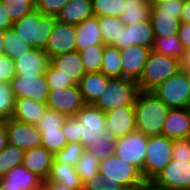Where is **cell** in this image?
<instances>
[{
	"label": "cell",
	"instance_id": "cell-1",
	"mask_svg": "<svg viewBox=\"0 0 190 190\" xmlns=\"http://www.w3.org/2000/svg\"><path fill=\"white\" fill-rule=\"evenodd\" d=\"M136 131L146 136L162 135L169 107L152 92L139 91L135 102Z\"/></svg>",
	"mask_w": 190,
	"mask_h": 190
},
{
	"label": "cell",
	"instance_id": "cell-2",
	"mask_svg": "<svg viewBox=\"0 0 190 190\" xmlns=\"http://www.w3.org/2000/svg\"><path fill=\"white\" fill-rule=\"evenodd\" d=\"M56 17L41 14L36 8L14 22L12 29L35 49L45 50Z\"/></svg>",
	"mask_w": 190,
	"mask_h": 190
},
{
	"label": "cell",
	"instance_id": "cell-3",
	"mask_svg": "<svg viewBox=\"0 0 190 190\" xmlns=\"http://www.w3.org/2000/svg\"><path fill=\"white\" fill-rule=\"evenodd\" d=\"M180 70L178 59L151 51L142 74L136 81L139 91L151 92Z\"/></svg>",
	"mask_w": 190,
	"mask_h": 190
},
{
	"label": "cell",
	"instance_id": "cell-4",
	"mask_svg": "<svg viewBox=\"0 0 190 190\" xmlns=\"http://www.w3.org/2000/svg\"><path fill=\"white\" fill-rule=\"evenodd\" d=\"M139 92L136 81L129 78H110L94 106L105 113L117 107L134 105Z\"/></svg>",
	"mask_w": 190,
	"mask_h": 190
},
{
	"label": "cell",
	"instance_id": "cell-5",
	"mask_svg": "<svg viewBox=\"0 0 190 190\" xmlns=\"http://www.w3.org/2000/svg\"><path fill=\"white\" fill-rule=\"evenodd\" d=\"M173 140L164 135L149 136L146 146L142 178L153 181L172 160Z\"/></svg>",
	"mask_w": 190,
	"mask_h": 190
},
{
	"label": "cell",
	"instance_id": "cell-6",
	"mask_svg": "<svg viewBox=\"0 0 190 190\" xmlns=\"http://www.w3.org/2000/svg\"><path fill=\"white\" fill-rule=\"evenodd\" d=\"M99 174L128 190H142L145 184L141 173L133 165L114 154L100 161Z\"/></svg>",
	"mask_w": 190,
	"mask_h": 190
},
{
	"label": "cell",
	"instance_id": "cell-7",
	"mask_svg": "<svg viewBox=\"0 0 190 190\" xmlns=\"http://www.w3.org/2000/svg\"><path fill=\"white\" fill-rule=\"evenodd\" d=\"M151 92L170 109L187 108L190 104V87L185 73L181 70L160 83Z\"/></svg>",
	"mask_w": 190,
	"mask_h": 190
},
{
	"label": "cell",
	"instance_id": "cell-8",
	"mask_svg": "<svg viewBox=\"0 0 190 190\" xmlns=\"http://www.w3.org/2000/svg\"><path fill=\"white\" fill-rule=\"evenodd\" d=\"M80 143L85 147L89 142L103 138L106 131L105 112L93 104H86L76 115Z\"/></svg>",
	"mask_w": 190,
	"mask_h": 190
},
{
	"label": "cell",
	"instance_id": "cell-9",
	"mask_svg": "<svg viewBox=\"0 0 190 190\" xmlns=\"http://www.w3.org/2000/svg\"><path fill=\"white\" fill-rule=\"evenodd\" d=\"M148 136L134 131L115 140L114 155L133 165L142 175Z\"/></svg>",
	"mask_w": 190,
	"mask_h": 190
},
{
	"label": "cell",
	"instance_id": "cell-10",
	"mask_svg": "<svg viewBox=\"0 0 190 190\" xmlns=\"http://www.w3.org/2000/svg\"><path fill=\"white\" fill-rule=\"evenodd\" d=\"M172 190H190V159H172L152 181Z\"/></svg>",
	"mask_w": 190,
	"mask_h": 190
},
{
	"label": "cell",
	"instance_id": "cell-11",
	"mask_svg": "<svg viewBox=\"0 0 190 190\" xmlns=\"http://www.w3.org/2000/svg\"><path fill=\"white\" fill-rule=\"evenodd\" d=\"M10 84L16 98H29L41 103L47 101L50 90L45 74H16Z\"/></svg>",
	"mask_w": 190,
	"mask_h": 190
},
{
	"label": "cell",
	"instance_id": "cell-12",
	"mask_svg": "<svg viewBox=\"0 0 190 190\" xmlns=\"http://www.w3.org/2000/svg\"><path fill=\"white\" fill-rule=\"evenodd\" d=\"M46 105L49 109L65 115L75 116L85 105L82 93L78 85L72 87L50 90L47 96Z\"/></svg>",
	"mask_w": 190,
	"mask_h": 190
},
{
	"label": "cell",
	"instance_id": "cell-13",
	"mask_svg": "<svg viewBox=\"0 0 190 190\" xmlns=\"http://www.w3.org/2000/svg\"><path fill=\"white\" fill-rule=\"evenodd\" d=\"M76 25L55 22L44 52L53 58L56 55L76 51Z\"/></svg>",
	"mask_w": 190,
	"mask_h": 190
},
{
	"label": "cell",
	"instance_id": "cell-14",
	"mask_svg": "<svg viewBox=\"0 0 190 190\" xmlns=\"http://www.w3.org/2000/svg\"><path fill=\"white\" fill-rule=\"evenodd\" d=\"M5 127L8 143L24 151L41 146V133L35 125L10 118L5 121Z\"/></svg>",
	"mask_w": 190,
	"mask_h": 190
},
{
	"label": "cell",
	"instance_id": "cell-15",
	"mask_svg": "<svg viewBox=\"0 0 190 190\" xmlns=\"http://www.w3.org/2000/svg\"><path fill=\"white\" fill-rule=\"evenodd\" d=\"M154 41V30L149 18L145 21L125 25L123 31H121L120 40L114 45V47L121 50L126 49L131 45H139L152 49Z\"/></svg>",
	"mask_w": 190,
	"mask_h": 190
},
{
	"label": "cell",
	"instance_id": "cell-16",
	"mask_svg": "<svg viewBox=\"0 0 190 190\" xmlns=\"http://www.w3.org/2000/svg\"><path fill=\"white\" fill-rule=\"evenodd\" d=\"M106 131L117 139L136 131L134 105L117 107L105 113Z\"/></svg>",
	"mask_w": 190,
	"mask_h": 190
},
{
	"label": "cell",
	"instance_id": "cell-17",
	"mask_svg": "<svg viewBox=\"0 0 190 190\" xmlns=\"http://www.w3.org/2000/svg\"><path fill=\"white\" fill-rule=\"evenodd\" d=\"M152 49L139 45H131L121 49L122 78L137 81L142 74Z\"/></svg>",
	"mask_w": 190,
	"mask_h": 190
},
{
	"label": "cell",
	"instance_id": "cell-18",
	"mask_svg": "<svg viewBox=\"0 0 190 190\" xmlns=\"http://www.w3.org/2000/svg\"><path fill=\"white\" fill-rule=\"evenodd\" d=\"M162 135L171 139L190 138V114L187 108L169 109L163 123Z\"/></svg>",
	"mask_w": 190,
	"mask_h": 190
},
{
	"label": "cell",
	"instance_id": "cell-19",
	"mask_svg": "<svg viewBox=\"0 0 190 190\" xmlns=\"http://www.w3.org/2000/svg\"><path fill=\"white\" fill-rule=\"evenodd\" d=\"M53 160L54 154L41 145L24 151L22 165L42 180H46L50 173Z\"/></svg>",
	"mask_w": 190,
	"mask_h": 190
},
{
	"label": "cell",
	"instance_id": "cell-20",
	"mask_svg": "<svg viewBox=\"0 0 190 190\" xmlns=\"http://www.w3.org/2000/svg\"><path fill=\"white\" fill-rule=\"evenodd\" d=\"M41 181L35 173L19 165L0 178V190H33Z\"/></svg>",
	"mask_w": 190,
	"mask_h": 190
},
{
	"label": "cell",
	"instance_id": "cell-21",
	"mask_svg": "<svg viewBox=\"0 0 190 190\" xmlns=\"http://www.w3.org/2000/svg\"><path fill=\"white\" fill-rule=\"evenodd\" d=\"M50 63L67 78H70L76 85L86 74L78 51L63 53L50 59Z\"/></svg>",
	"mask_w": 190,
	"mask_h": 190
},
{
	"label": "cell",
	"instance_id": "cell-22",
	"mask_svg": "<svg viewBox=\"0 0 190 190\" xmlns=\"http://www.w3.org/2000/svg\"><path fill=\"white\" fill-rule=\"evenodd\" d=\"M150 21L155 37H169L177 35L180 19L177 13L162 12L156 5L151 6Z\"/></svg>",
	"mask_w": 190,
	"mask_h": 190
},
{
	"label": "cell",
	"instance_id": "cell-23",
	"mask_svg": "<svg viewBox=\"0 0 190 190\" xmlns=\"http://www.w3.org/2000/svg\"><path fill=\"white\" fill-rule=\"evenodd\" d=\"M94 16L91 0H70L57 15L56 20L65 23L78 25L85 19Z\"/></svg>",
	"mask_w": 190,
	"mask_h": 190
},
{
	"label": "cell",
	"instance_id": "cell-24",
	"mask_svg": "<svg viewBox=\"0 0 190 190\" xmlns=\"http://www.w3.org/2000/svg\"><path fill=\"white\" fill-rule=\"evenodd\" d=\"M14 63L16 74L43 75L50 64V58L44 50L34 48L29 55L20 57Z\"/></svg>",
	"mask_w": 190,
	"mask_h": 190
},
{
	"label": "cell",
	"instance_id": "cell-25",
	"mask_svg": "<svg viewBox=\"0 0 190 190\" xmlns=\"http://www.w3.org/2000/svg\"><path fill=\"white\" fill-rule=\"evenodd\" d=\"M46 103L29 98H16L12 119L35 125L47 110Z\"/></svg>",
	"mask_w": 190,
	"mask_h": 190
},
{
	"label": "cell",
	"instance_id": "cell-26",
	"mask_svg": "<svg viewBox=\"0 0 190 190\" xmlns=\"http://www.w3.org/2000/svg\"><path fill=\"white\" fill-rule=\"evenodd\" d=\"M76 51L83 50L94 45H104L98 24V17L92 16L76 25Z\"/></svg>",
	"mask_w": 190,
	"mask_h": 190
},
{
	"label": "cell",
	"instance_id": "cell-27",
	"mask_svg": "<svg viewBox=\"0 0 190 190\" xmlns=\"http://www.w3.org/2000/svg\"><path fill=\"white\" fill-rule=\"evenodd\" d=\"M49 183L62 184L72 189H83L81 178L71 164L53 160L50 173L46 179Z\"/></svg>",
	"mask_w": 190,
	"mask_h": 190
},
{
	"label": "cell",
	"instance_id": "cell-28",
	"mask_svg": "<svg viewBox=\"0 0 190 190\" xmlns=\"http://www.w3.org/2000/svg\"><path fill=\"white\" fill-rule=\"evenodd\" d=\"M109 79L110 78L102 72L86 73L82 77L78 86L86 104H94L97 101L109 83Z\"/></svg>",
	"mask_w": 190,
	"mask_h": 190
},
{
	"label": "cell",
	"instance_id": "cell-29",
	"mask_svg": "<svg viewBox=\"0 0 190 190\" xmlns=\"http://www.w3.org/2000/svg\"><path fill=\"white\" fill-rule=\"evenodd\" d=\"M99 31L105 46H114L119 40L125 24L120 17H98Z\"/></svg>",
	"mask_w": 190,
	"mask_h": 190
},
{
	"label": "cell",
	"instance_id": "cell-30",
	"mask_svg": "<svg viewBox=\"0 0 190 190\" xmlns=\"http://www.w3.org/2000/svg\"><path fill=\"white\" fill-rule=\"evenodd\" d=\"M33 49L12 28L4 31V55L13 61L20 59L24 55H29Z\"/></svg>",
	"mask_w": 190,
	"mask_h": 190
},
{
	"label": "cell",
	"instance_id": "cell-31",
	"mask_svg": "<svg viewBox=\"0 0 190 190\" xmlns=\"http://www.w3.org/2000/svg\"><path fill=\"white\" fill-rule=\"evenodd\" d=\"M151 6V3H143L139 0H125L124 12L120 19L125 25L148 20Z\"/></svg>",
	"mask_w": 190,
	"mask_h": 190
},
{
	"label": "cell",
	"instance_id": "cell-32",
	"mask_svg": "<svg viewBox=\"0 0 190 190\" xmlns=\"http://www.w3.org/2000/svg\"><path fill=\"white\" fill-rule=\"evenodd\" d=\"M109 78H122L121 52L114 46H105L101 71Z\"/></svg>",
	"mask_w": 190,
	"mask_h": 190
},
{
	"label": "cell",
	"instance_id": "cell-33",
	"mask_svg": "<svg viewBox=\"0 0 190 190\" xmlns=\"http://www.w3.org/2000/svg\"><path fill=\"white\" fill-rule=\"evenodd\" d=\"M185 48L180 42L178 35H172L169 37H155L154 46L152 51L169 56L175 59H179L184 52Z\"/></svg>",
	"mask_w": 190,
	"mask_h": 190
},
{
	"label": "cell",
	"instance_id": "cell-34",
	"mask_svg": "<svg viewBox=\"0 0 190 190\" xmlns=\"http://www.w3.org/2000/svg\"><path fill=\"white\" fill-rule=\"evenodd\" d=\"M105 45H94L78 51L84 64L85 72H100Z\"/></svg>",
	"mask_w": 190,
	"mask_h": 190
},
{
	"label": "cell",
	"instance_id": "cell-35",
	"mask_svg": "<svg viewBox=\"0 0 190 190\" xmlns=\"http://www.w3.org/2000/svg\"><path fill=\"white\" fill-rule=\"evenodd\" d=\"M24 150L7 143L5 149L0 153V178L19 165H22Z\"/></svg>",
	"mask_w": 190,
	"mask_h": 190
},
{
	"label": "cell",
	"instance_id": "cell-36",
	"mask_svg": "<svg viewBox=\"0 0 190 190\" xmlns=\"http://www.w3.org/2000/svg\"><path fill=\"white\" fill-rule=\"evenodd\" d=\"M115 138L108 131H105L103 138L95 142H89L85 147L88 153L93 154L98 160H103L114 154Z\"/></svg>",
	"mask_w": 190,
	"mask_h": 190
},
{
	"label": "cell",
	"instance_id": "cell-37",
	"mask_svg": "<svg viewBox=\"0 0 190 190\" xmlns=\"http://www.w3.org/2000/svg\"><path fill=\"white\" fill-rule=\"evenodd\" d=\"M96 17H120L124 12L125 0H91Z\"/></svg>",
	"mask_w": 190,
	"mask_h": 190
},
{
	"label": "cell",
	"instance_id": "cell-38",
	"mask_svg": "<svg viewBox=\"0 0 190 190\" xmlns=\"http://www.w3.org/2000/svg\"><path fill=\"white\" fill-rule=\"evenodd\" d=\"M16 97L10 82H0V123L12 118Z\"/></svg>",
	"mask_w": 190,
	"mask_h": 190
},
{
	"label": "cell",
	"instance_id": "cell-39",
	"mask_svg": "<svg viewBox=\"0 0 190 190\" xmlns=\"http://www.w3.org/2000/svg\"><path fill=\"white\" fill-rule=\"evenodd\" d=\"M100 160L93 154L85 151L75 166L82 184L89 180L93 175L99 173Z\"/></svg>",
	"mask_w": 190,
	"mask_h": 190
},
{
	"label": "cell",
	"instance_id": "cell-40",
	"mask_svg": "<svg viewBox=\"0 0 190 190\" xmlns=\"http://www.w3.org/2000/svg\"><path fill=\"white\" fill-rule=\"evenodd\" d=\"M36 0H2L12 23L35 9Z\"/></svg>",
	"mask_w": 190,
	"mask_h": 190
},
{
	"label": "cell",
	"instance_id": "cell-41",
	"mask_svg": "<svg viewBox=\"0 0 190 190\" xmlns=\"http://www.w3.org/2000/svg\"><path fill=\"white\" fill-rule=\"evenodd\" d=\"M85 151V146L80 142L67 143L62 150L54 154V160L60 163L71 164L75 167Z\"/></svg>",
	"mask_w": 190,
	"mask_h": 190
},
{
	"label": "cell",
	"instance_id": "cell-42",
	"mask_svg": "<svg viewBox=\"0 0 190 190\" xmlns=\"http://www.w3.org/2000/svg\"><path fill=\"white\" fill-rule=\"evenodd\" d=\"M39 131L41 133V145L51 153L55 154L66 146L67 141L62 133V128Z\"/></svg>",
	"mask_w": 190,
	"mask_h": 190
},
{
	"label": "cell",
	"instance_id": "cell-43",
	"mask_svg": "<svg viewBox=\"0 0 190 190\" xmlns=\"http://www.w3.org/2000/svg\"><path fill=\"white\" fill-rule=\"evenodd\" d=\"M65 119V115L47 108L35 126L38 130H57L58 128H62Z\"/></svg>",
	"mask_w": 190,
	"mask_h": 190
},
{
	"label": "cell",
	"instance_id": "cell-44",
	"mask_svg": "<svg viewBox=\"0 0 190 190\" xmlns=\"http://www.w3.org/2000/svg\"><path fill=\"white\" fill-rule=\"evenodd\" d=\"M45 77L48 82L49 90L64 89L75 85L70 78H67L63 74L59 73V70L56 69L51 63L46 69Z\"/></svg>",
	"mask_w": 190,
	"mask_h": 190
},
{
	"label": "cell",
	"instance_id": "cell-45",
	"mask_svg": "<svg viewBox=\"0 0 190 190\" xmlns=\"http://www.w3.org/2000/svg\"><path fill=\"white\" fill-rule=\"evenodd\" d=\"M83 190H128L125 186L105 179L101 174L93 175L83 184Z\"/></svg>",
	"mask_w": 190,
	"mask_h": 190
},
{
	"label": "cell",
	"instance_id": "cell-46",
	"mask_svg": "<svg viewBox=\"0 0 190 190\" xmlns=\"http://www.w3.org/2000/svg\"><path fill=\"white\" fill-rule=\"evenodd\" d=\"M70 0H36L35 8L43 15L54 16L60 13Z\"/></svg>",
	"mask_w": 190,
	"mask_h": 190
},
{
	"label": "cell",
	"instance_id": "cell-47",
	"mask_svg": "<svg viewBox=\"0 0 190 190\" xmlns=\"http://www.w3.org/2000/svg\"><path fill=\"white\" fill-rule=\"evenodd\" d=\"M16 75L14 61L6 55L0 56V82H10Z\"/></svg>",
	"mask_w": 190,
	"mask_h": 190
},
{
	"label": "cell",
	"instance_id": "cell-48",
	"mask_svg": "<svg viewBox=\"0 0 190 190\" xmlns=\"http://www.w3.org/2000/svg\"><path fill=\"white\" fill-rule=\"evenodd\" d=\"M62 133L67 143L80 142V136L77 131V118L75 116L66 117L62 125Z\"/></svg>",
	"mask_w": 190,
	"mask_h": 190
},
{
	"label": "cell",
	"instance_id": "cell-49",
	"mask_svg": "<svg viewBox=\"0 0 190 190\" xmlns=\"http://www.w3.org/2000/svg\"><path fill=\"white\" fill-rule=\"evenodd\" d=\"M172 159H190V138L173 140Z\"/></svg>",
	"mask_w": 190,
	"mask_h": 190
},
{
	"label": "cell",
	"instance_id": "cell-50",
	"mask_svg": "<svg viewBox=\"0 0 190 190\" xmlns=\"http://www.w3.org/2000/svg\"><path fill=\"white\" fill-rule=\"evenodd\" d=\"M185 0H170L158 3L156 6L162 12L177 13V18L180 19L182 10L184 9Z\"/></svg>",
	"mask_w": 190,
	"mask_h": 190
},
{
	"label": "cell",
	"instance_id": "cell-51",
	"mask_svg": "<svg viewBox=\"0 0 190 190\" xmlns=\"http://www.w3.org/2000/svg\"><path fill=\"white\" fill-rule=\"evenodd\" d=\"M177 35L184 48L190 49V22H181Z\"/></svg>",
	"mask_w": 190,
	"mask_h": 190
},
{
	"label": "cell",
	"instance_id": "cell-52",
	"mask_svg": "<svg viewBox=\"0 0 190 190\" xmlns=\"http://www.w3.org/2000/svg\"><path fill=\"white\" fill-rule=\"evenodd\" d=\"M13 23L9 19V16L6 12L4 3L0 0V31H6L7 29L12 28Z\"/></svg>",
	"mask_w": 190,
	"mask_h": 190
},
{
	"label": "cell",
	"instance_id": "cell-53",
	"mask_svg": "<svg viewBox=\"0 0 190 190\" xmlns=\"http://www.w3.org/2000/svg\"><path fill=\"white\" fill-rule=\"evenodd\" d=\"M178 61L181 71L190 69V49H185Z\"/></svg>",
	"mask_w": 190,
	"mask_h": 190
},
{
	"label": "cell",
	"instance_id": "cell-54",
	"mask_svg": "<svg viewBox=\"0 0 190 190\" xmlns=\"http://www.w3.org/2000/svg\"><path fill=\"white\" fill-rule=\"evenodd\" d=\"M8 143L7 130L5 127V122L0 123V153L5 149Z\"/></svg>",
	"mask_w": 190,
	"mask_h": 190
},
{
	"label": "cell",
	"instance_id": "cell-55",
	"mask_svg": "<svg viewBox=\"0 0 190 190\" xmlns=\"http://www.w3.org/2000/svg\"><path fill=\"white\" fill-rule=\"evenodd\" d=\"M180 21L186 23L190 22V0H185V5L180 16Z\"/></svg>",
	"mask_w": 190,
	"mask_h": 190
},
{
	"label": "cell",
	"instance_id": "cell-56",
	"mask_svg": "<svg viewBox=\"0 0 190 190\" xmlns=\"http://www.w3.org/2000/svg\"><path fill=\"white\" fill-rule=\"evenodd\" d=\"M142 190H172V189L160 187V186L154 184L152 181H149V182H145Z\"/></svg>",
	"mask_w": 190,
	"mask_h": 190
},
{
	"label": "cell",
	"instance_id": "cell-57",
	"mask_svg": "<svg viewBox=\"0 0 190 190\" xmlns=\"http://www.w3.org/2000/svg\"><path fill=\"white\" fill-rule=\"evenodd\" d=\"M33 190H52V188L49 182L42 180Z\"/></svg>",
	"mask_w": 190,
	"mask_h": 190
},
{
	"label": "cell",
	"instance_id": "cell-58",
	"mask_svg": "<svg viewBox=\"0 0 190 190\" xmlns=\"http://www.w3.org/2000/svg\"><path fill=\"white\" fill-rule=\"evenodd\" d=\"M50 185H51L52 190H79V189H72V188L66 187L65 185H62V184L50 183Z\"/></svg>",
	"mask_w": 190,
	"mask_h": 190
},
{
	"label": "cell",
	"instance_id": "cell-59",
	"mask_svg": "<svg viewBox=\"0 0 190 190\" xmlns=\"http://www.w3.org/2000/svg\"><path fill=\"white\" fill-rule=\"evenodd\" d=\"M4 55V32L0 31V56Z\"/></svg>",
	"mask_w": 190,
	"mask_h": 190
},
{
	"label": "cell",
	"instance_id": "cell-60",
	"mask_svg": "<svg viewBox=\"0 0 190 190\" xmlns=\"http://www.w3.org/2000/svg\"><path fill=\"white\" fill-rule=\"evenodd\" d=\"M185 73V76L188 80V84H189V87H190V69H187V70H184L183 71Z\"/></svg>",
	"mask_w": 190,
	"mask_h": 190
},
{
	"label": "cell",
	"instance_id": "cell-61",
	"mask_svg": "<svg viewBox=\"0 0 190 190\" xmlns=\"http://www.w3.org/2000/svg\"><path fill=\"white\" fill-rule=\"evenodd\" d=\"M165 1H170V0H151V5H157L158 3L165 2Z\"/></svg>",
	"mask_w": 190,
	"mask_h": 190
},
{
	"label": "cell",
	"instance_id": "cell-62",
	"mask_svg": "<svg viewBox=\"0 0 190 190\" xmlns=\"http://www.w3.org/2000/svg\"><path fill=\"white\" fill-rule=\"evenodd\" d=\"M139 1L143 3H151V0H139Z\"/></svg>",
	"mask_w": 190,
	"mask_h": 190
},
{
	"label": "cell",
	"instance_id": "cell-63",
	"mask_svg": "<svg viewBox=\"0 0 190 190\" xmlns=\"http://www.w3.org/2000/svg\"><path fill=\"white\" fill-rule=\"evenodd\" d=\"M187 109H188V111H189V114H190V104H189V106L187 107Z\"/></svg>",
	"mask_w": 190,
	"mask_h": 190
}]
</instances>
